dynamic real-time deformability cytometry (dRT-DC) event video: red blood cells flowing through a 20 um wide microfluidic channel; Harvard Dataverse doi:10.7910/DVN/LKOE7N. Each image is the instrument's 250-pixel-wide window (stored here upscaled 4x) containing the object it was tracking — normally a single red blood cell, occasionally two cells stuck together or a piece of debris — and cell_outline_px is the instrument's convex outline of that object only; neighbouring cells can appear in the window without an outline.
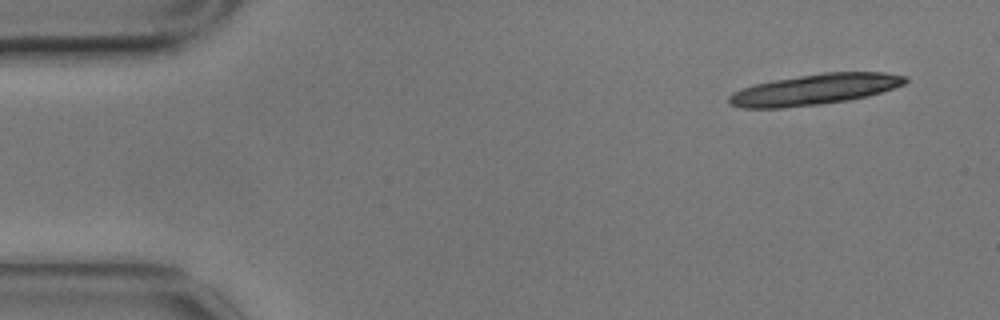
{"species": "common noctule bat (a hibernating species)", "species_latin": "Nyctalus noctula", "temperature_condition": "cold", "stored_images_in_passage": 5, "camera_frame_rate_fps": 3000, "um_per_image_px": 0.085, "animal": {"sex": "male", "body_mass_g": 17.9}, "frame": {"image": 1, "passage_image": 1, "time_ms": 0.0, "image_size_px": [1000, 320], "cell_outline_px": [[908, 80], [904, 84], [868, 96], [848, 100], [820, 104], [780, 108], [744, 108], [728, 104], [728, 96], [732, 92], [756, 84], [772, 80], [824, 72], [884, 72], [908, 76]], "centroid_in_image_um": [69.24, 7.6], "position_along_channel_um": 15.8, "area_um2": 31.5}}
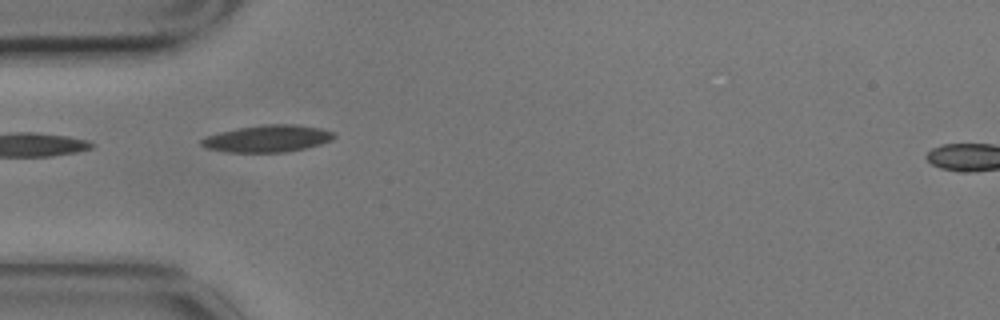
{"frame": {"image": 2, "passage_image": 4, "time_ms": 1.0, "image_size_px": [1000, 320], "cell_outline_px": [[336, 136], [332, 140], [320, 144], [304, 148], [284, 152], [228, 152], [204, 148], [200, 144], [200, 140], [204, 136], [236, 128], [260, 124], [296, 124], [320, 128], [332, 132]], "centroid_in_image_um": [22.69, 11.77], "position_along_channel_um": 62.3, "area_um2": 20.98}}